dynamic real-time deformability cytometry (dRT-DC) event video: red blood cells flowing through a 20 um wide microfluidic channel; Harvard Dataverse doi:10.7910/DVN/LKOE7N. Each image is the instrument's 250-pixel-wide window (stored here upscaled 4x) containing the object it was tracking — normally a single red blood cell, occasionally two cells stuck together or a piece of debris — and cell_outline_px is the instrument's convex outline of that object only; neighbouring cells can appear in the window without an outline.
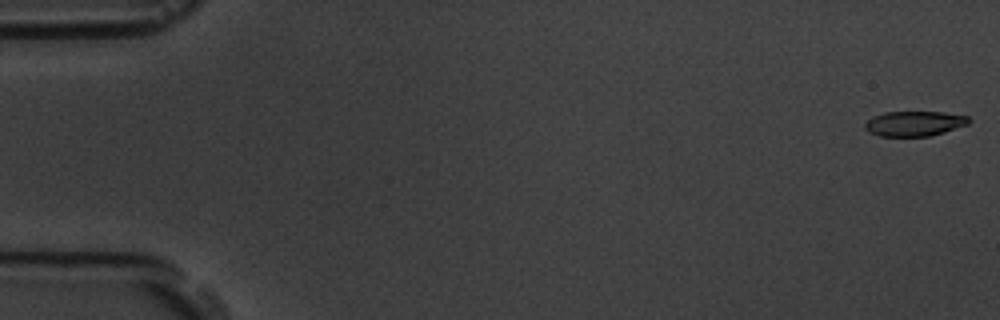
{"species": "common noctule bat (a hibernating species)", "species_latin": "Nyctalus noctula", "temperature_condition": "room temperature", "stored_images_in_passage": 5, "camera_frame_rate_fps": 3000, "um_per_image_px": 0.085, "animal": {"sex": "male", "body_mass_g": 19.5, "forearm_length_mm": 54.6}, "frame": {"image": 1, "passage_image": 1, "time_ms": 0.0, "image_size_px": [1000, 320], "cell_outline_px": [[972, 120], [968, 124], [932, 136], [880, 136], [868, 132], [864, 128], [864, 124], [872, 116], [884, 112], [944, 112], [968, 116]], "centroid_in_image_um": [77.72, 10.5], "position_along_channel_um": 7.3, "area_um2": 15.26}}